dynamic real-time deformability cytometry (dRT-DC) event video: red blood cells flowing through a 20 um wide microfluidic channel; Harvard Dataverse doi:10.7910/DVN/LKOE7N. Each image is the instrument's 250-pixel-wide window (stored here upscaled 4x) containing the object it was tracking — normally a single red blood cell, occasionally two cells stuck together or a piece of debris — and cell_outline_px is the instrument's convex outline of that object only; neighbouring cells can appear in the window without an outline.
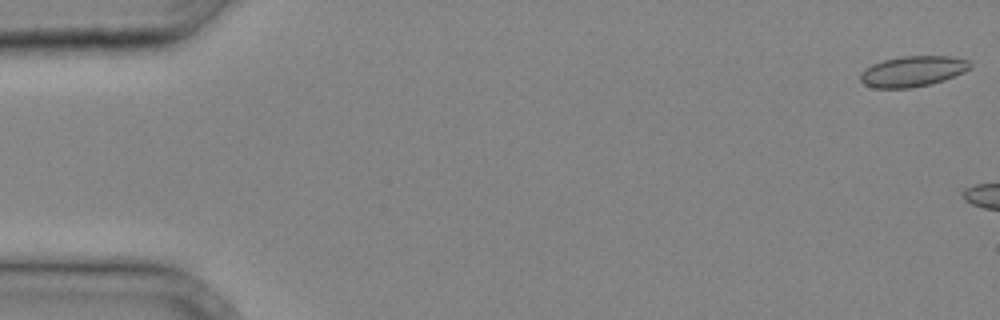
{"species": "common noctule bat (a hibernating species)", "species_latin": "Nyctalus noctula", "temperature_condition": "cold", "stored_images_in_passage": 6, "camera_frame_rate_fps": 3000, "um_per_image_px": 0.085, "animal": {"sex": "male", "body_mass_g": 20.4}, "frame": {"image": 1, "passage_image": 1, "time_ms": 0.0, "image_size_px": [1000, 320], "cell_outline_px": [[972, 68], [964, 72], [944, 80], [912, 88], [876, 88], [864, 84], [860, 80], [860, 72], [864, 68], [872, 64], [884, 60], [904, 56], [952, 56], [968, 60], [972, 64]], "centroid_in_image_um": [77.59, 6.06], "position_along_channel_um": 7.4, "area_um2": 19.65}}